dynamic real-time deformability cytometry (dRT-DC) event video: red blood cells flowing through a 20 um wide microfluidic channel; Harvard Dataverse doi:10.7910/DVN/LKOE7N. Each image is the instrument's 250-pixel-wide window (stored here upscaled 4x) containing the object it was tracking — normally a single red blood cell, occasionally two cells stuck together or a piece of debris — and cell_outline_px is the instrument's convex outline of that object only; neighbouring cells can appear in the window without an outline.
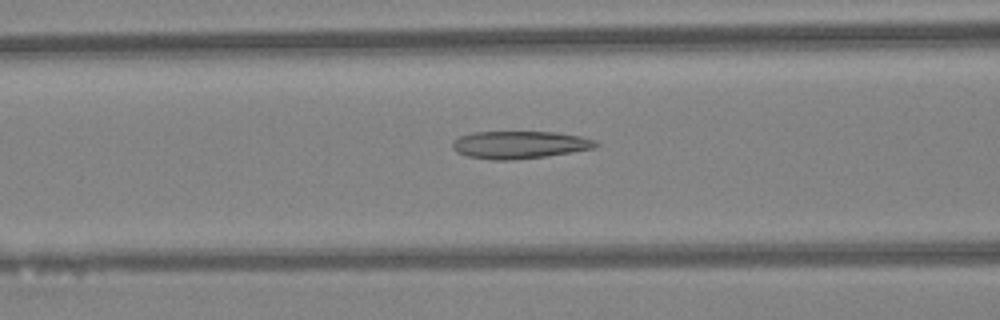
{"species": "Egyptian fruit bat (a non-hibernating species)", "species_latin": "Rousettus aegyptiacus", "temperature_condition": "warm", "stored_images_in_passage": 45, "camera_frame_rate_fps": 3000, "um_per_image_px": 0.085, "animal": {"sex": "female"}, "frame": {"image": 1, "passage_image": 18, "time_ms": 5.667, "image_size_px": [1000, 320], "cell_outline_px": [[600, 144], [596, 148], [572, 152], [544, 156], [512, 160], [492, 160], [468, 156], [456, 152], [452, 148], [452, 144], [460, 136], [472, 132], [556, 132], [580, 136], [596, 140]], "centroid_in_image_um": [44.19, 12.3], "position_along_channel_um": 122.4, "area_um2": 23.0}}
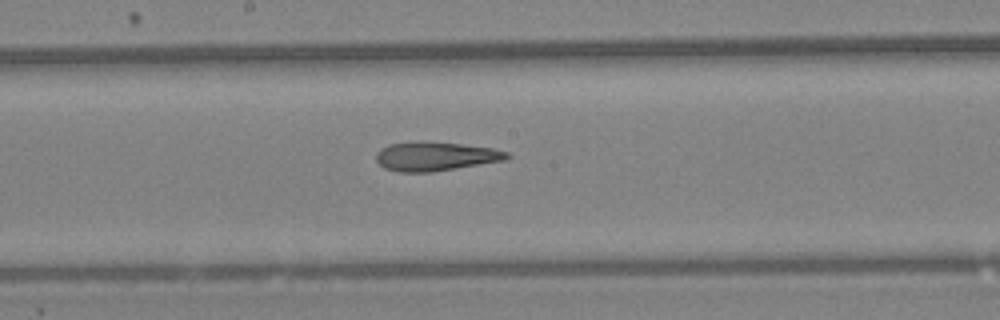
{"frame": {"image": 2, "passage_image": 24, "time_ms": 7.667, "image_size_px": [1000, 320], "cell_outline_px": [[512, 156], [504, 160], [432, 172], [400, 172], [384, 168], [376, 160], [376, 156], [380, 148], [388, 144], [460, 144], [492, 148], [508, 152]], "centroid_in_image_um": [37.03, 13.33], "position_along_channel_um": 211.2, "area_um2": 21.1}}
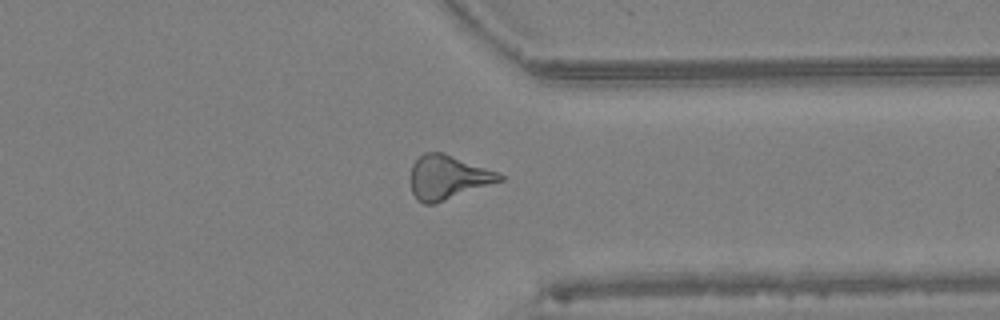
{"frame": {"image": 3, "passage_image": 35, "time_ms": 11.333, "image_size_px": [1000, 320], "cell_outline_px": [[504, 180], [436, 204], [424, 204], [416, 200], [412, 192], [412, 164], [424, 152], [444, 152], [496, 172], [504, 176]], "centroid_in_image_um": [38.06, 15.09], "position_along_channel_um": 373.3, "area_um2": 22.77}, "authors_computed_cell_mechanics": {"area_um2": 22.7732, "velocity_mm_per_s": 4.4765, "shape_relaxation_time_tau1_ms": null, "shape_relaxation_time_tau2_ms": 7.0829, "deformation_change_tau1": null, "deformation_change_tau2": 0.217}}